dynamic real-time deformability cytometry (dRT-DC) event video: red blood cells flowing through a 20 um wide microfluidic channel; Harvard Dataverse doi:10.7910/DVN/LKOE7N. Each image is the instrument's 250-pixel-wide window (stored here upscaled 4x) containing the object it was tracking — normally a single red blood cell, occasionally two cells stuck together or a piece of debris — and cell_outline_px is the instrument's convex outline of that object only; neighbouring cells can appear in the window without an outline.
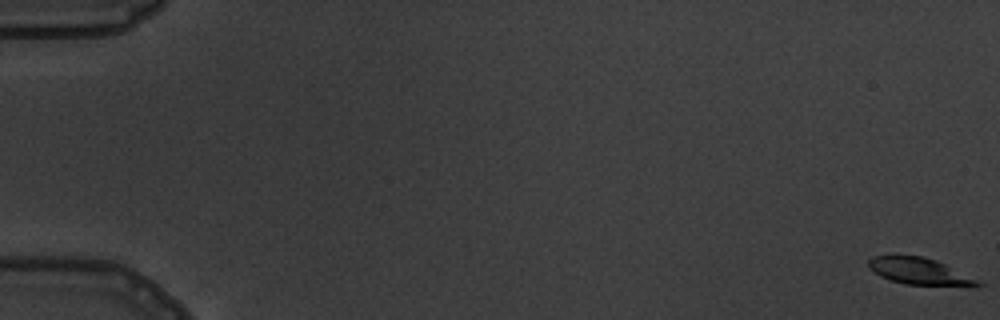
{"species": "common noctule bat (a hibernating species)", "species_latin": "Nyctalus noctula", "temperature_condition": "warm", "stored_images_in_passage": 6, "camera_frame_rate_fps": 3000, "um_per_image_px": 0.085, "animal": {"sex": "male", "body_mass_g": 19.5, "forearm_length_mm": 54.6}, "frame": {"image": 1, "passage_image": 1, "time_ms": 0.0, "image_size_px": [1000, 320], "cell_outline_px": [[984, 284], [904, 284], [880, 276], [868, 268], [868, 260], [872, 256], [920, 256], [936, 260]], "centroid_in_image_um": [77.97, 23.02], "position_along_channel_um": 7.0, "area_um2": 15.9}}
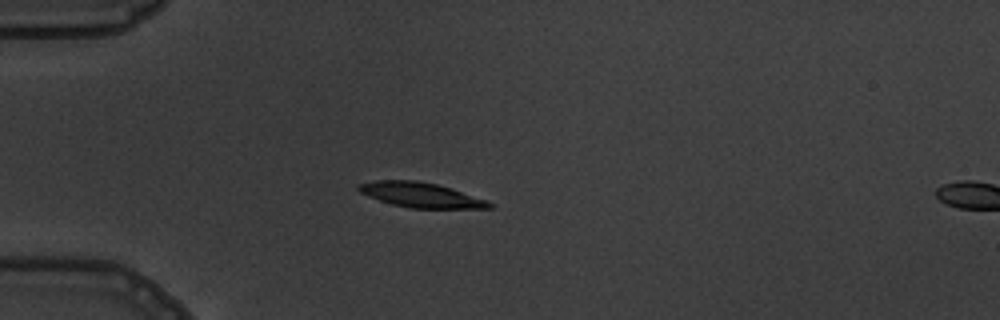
{"frame": {"image": 2, "passage_image": 5, "time_ms": 5.333, "image_size_px": [1000, 320], "cell_outline_px": [[496, 208], [408, 208], [392, 204], [368, 196], [360, 192], [356, 188], [356, 184], [376, 180], [416, 180], [436, 184], [452, 188], [488, 200]], "centroid_in_image_um": [35.77, 16.57], "position_along_channel_um": 49.2, "area_um2": 19.07}}